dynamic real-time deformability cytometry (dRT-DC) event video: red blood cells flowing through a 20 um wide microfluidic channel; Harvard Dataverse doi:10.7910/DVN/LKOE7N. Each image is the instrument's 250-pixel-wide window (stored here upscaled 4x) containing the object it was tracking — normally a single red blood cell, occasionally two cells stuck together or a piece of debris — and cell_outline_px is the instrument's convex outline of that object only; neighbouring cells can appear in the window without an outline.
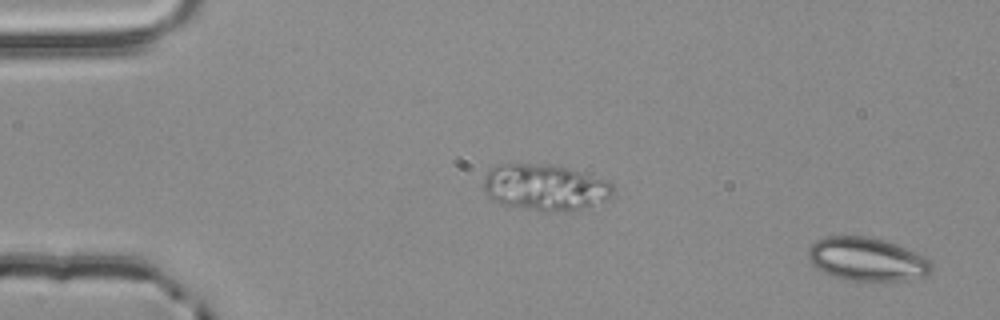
{"species": "common noctule bat (a hibernating species)", "species_latin": "Nyctalus noctula", "temperature_condition": "room temperature", "stored_images_in_passage": 55, "segment_of_instrument_passage": [1, 2], "camera_frame_rate_fps": 3000, "um_per_image_px": 0.085, "animal": {"sex": "male", "body_mass_g": 20.4}, "frame": {"image": 1, "passage_image": 2, "time_ms": 0.333, "image_size_px": [1000, 320], "cell_outline_px": [[932, 272], [928, 276], [912, 280], [844, 280], [824, 272], [812, 264], [808, 256], [808, 248], [816, 240], [828, 236], [868, 236], [884, 240], [896, 244], [916, 252], [924, 256], [932, 264]], "centroid_in_image_um": [73.72, 22.03], "position_along_channel_um": 11.3, "area_um2": 31.27}}
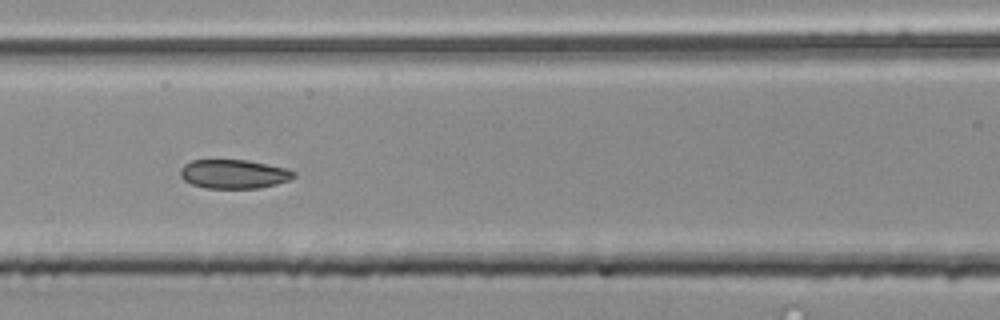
{"frame": {"image": 2, "passage_image": 24, "time_ms": 7.667, "image_size_px": [1000, 320], "cell_outline_px": [[296, 176], [288, 180], [276, 184], [260, 188], [204, 188], [192, 184], [184, 180], [180, 176], [180, 168], [184, 164], [192, 160], [248, 160], [288, 168], [296, 172]], "centroid_in_image_um": [19.88, 14.79], "position_along_channel_um": 146.7, "area_um2": 19.31}}
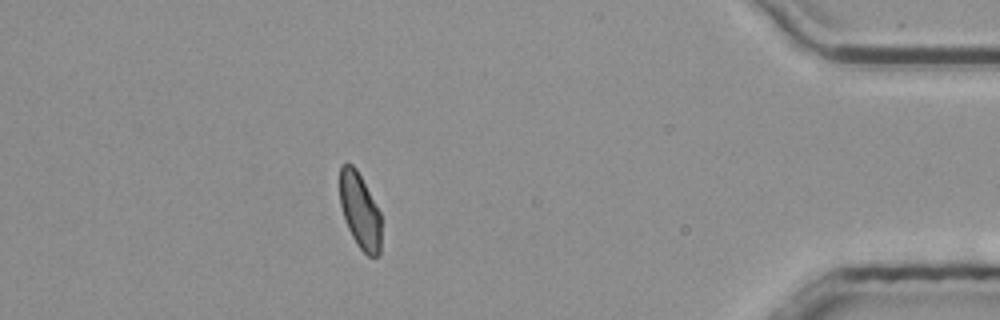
{"frame": {"image": 3, "passage_image": 48, "time_ms": 15.667, "image_size_px": [1000, 320], "cell_outline_px": [[380, 256], [368, 256], [356, 244], [344, 220], [340, 204], [340, 164], [352, 164], [356, 168], [380, 212]], "centroid_in_image_um": [30.58, 17.93], "position_along_channel_um": 404.6, "area_um2": 18.15}}